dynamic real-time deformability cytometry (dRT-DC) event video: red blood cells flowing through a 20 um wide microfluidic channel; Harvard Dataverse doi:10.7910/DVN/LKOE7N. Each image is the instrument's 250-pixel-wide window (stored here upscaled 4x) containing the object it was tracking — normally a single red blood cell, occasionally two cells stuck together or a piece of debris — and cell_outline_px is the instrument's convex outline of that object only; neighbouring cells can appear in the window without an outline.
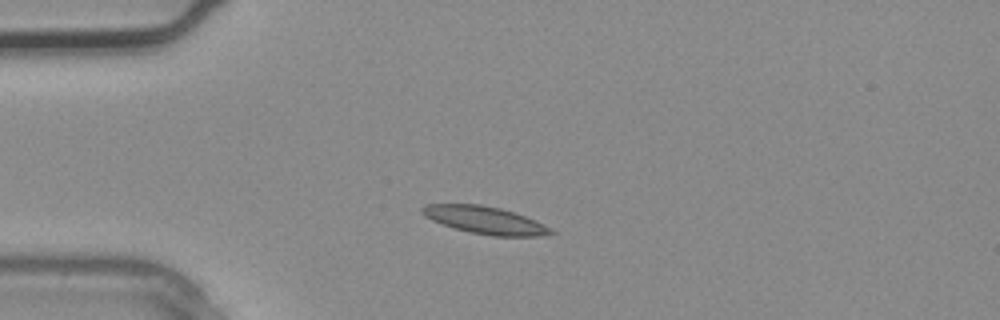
{"species": "common noctule bat (a hibernating species)", "species_latin": "Nyctalus noctula", "temperature_condition": "warm", "stored_images_in_passage": 3, "camera_frame_rate_fps": 3000, "um_per_image_px": 0.085, "animal": {"sex": "male", "body_mass_g": 20.4}, "frame": {"image": 1, "passage_image": 2, "time_ms": 0.333, "image_size_px": [1000, 320], "cell_outline_px": [[556, 232], [540, 236], [492, 236], [472, 232], [456, 228], [432, 220], [424, 216], [420, 212], [420, 208], [424, 204], [480, 204], [500, 208], [536, 220], [552, 228]], "centroid_in_image_um": [41.23, 18.7], "position_along_channel_um": 43.8, "area_um2": 20.46}}